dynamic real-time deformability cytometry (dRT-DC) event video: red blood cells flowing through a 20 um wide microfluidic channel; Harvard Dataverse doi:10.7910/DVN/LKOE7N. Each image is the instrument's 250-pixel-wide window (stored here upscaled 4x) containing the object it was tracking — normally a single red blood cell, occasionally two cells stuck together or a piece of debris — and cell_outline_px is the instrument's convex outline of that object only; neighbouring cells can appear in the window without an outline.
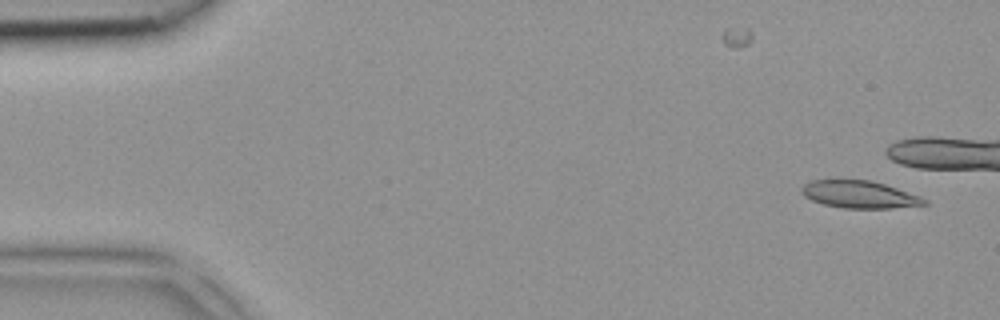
{"species": "common noctule bat (a hibernating species)", "species_latin": "Nyctalus noctula", "temperature_condition": "room temperature", "stored_images_in_passage": 7, "camera_frame_rate_fps": 3000, "um_per_image_px": 0.085, "animal": {"sex": "female", "body_mass_g": 18.4}, "frame": {"image": 1, "passage_image": 1, "time_ms": 0.0, "image_size_px": [1000, 320], "cell_outline_px": [[928, 204], [892, 208], [844, 208], [824, 204], [812, 200], [804, 196], [800, 192], [800, 188], [804, 184], [812, 180], [872, 180], [920, 196], [928, 200]], "centroid_in_image_um": [73.04, 16.53], "position_along_channel_um": 12.0, "area_um2": 19.48}}